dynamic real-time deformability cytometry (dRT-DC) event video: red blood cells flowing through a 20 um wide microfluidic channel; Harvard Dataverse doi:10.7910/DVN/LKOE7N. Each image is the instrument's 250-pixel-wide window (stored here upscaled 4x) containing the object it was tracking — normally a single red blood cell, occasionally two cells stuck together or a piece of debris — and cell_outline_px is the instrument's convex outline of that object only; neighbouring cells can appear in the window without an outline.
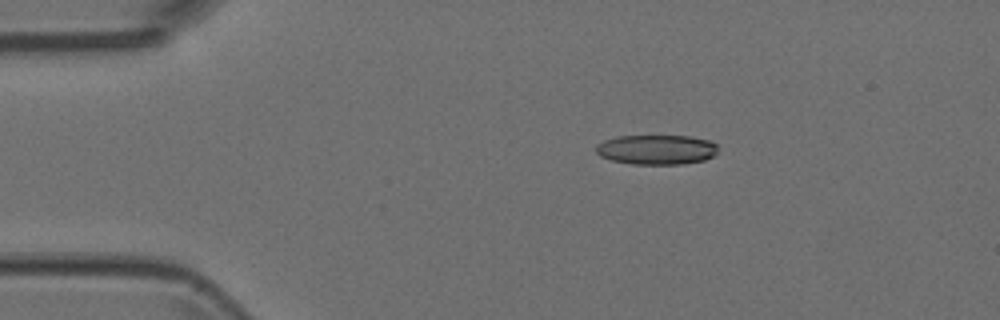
{"species": "Egyptian fruit bat (a non-hibernating species)", "species_latin": "Rousettus aegyptiacus", "temperature_condition": "room temperature", "stored_images_in_passage": 5, "camera_frame_rate_fps": 3000, "um_per_image_px": 0.085, "animal": {"sex": "female"}, "frame": {"image": 1, "passage_image": 3, "time_ms": 0.667, "image_size_px": [1000, 320], "cell_outline_px": [[716, 152], [712, 156], [704, 160], [684, 164], [632, 164], [612, 160], [600, 156], [596, 152], [596, 144], [604, 140], [616, 136], [692, 136], [712, 140], [716, 144]], "centroid_in_image_um": [55.8, 12.71], "position_along_channel_um": 29.2, "area_um2": 21.27}}
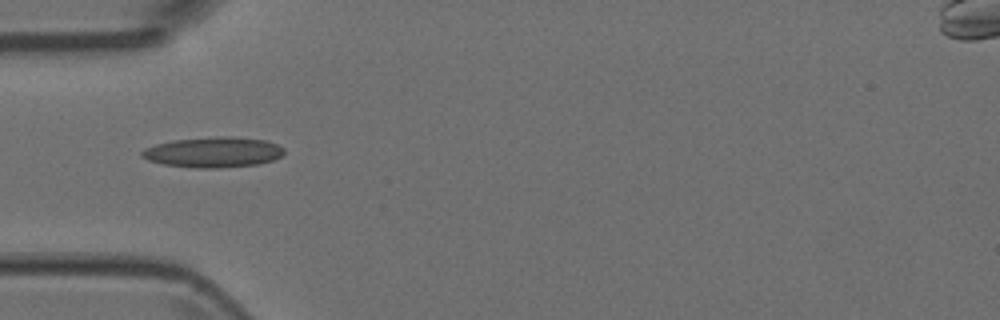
{"frame": {"image": 2, "passage_image": 5, "time_ms": 1.333, "image_size_px": [1000, 320], "cell_outline_px": [[284, 152], [280, 156], [272, 160], [256, 164], [220, 168], [196, 168], [164, 164], [148, 160], [140, 156], [140, 152], [144, 148], [156, 144], [172, 140], [216, 136], [232, 136], [264, 140], [276, 144], [284, 148]], "centroid_in_image_um": [18.09, 12.93], "position_along_channel_um": 66.9, "area_um2": 25.2}}